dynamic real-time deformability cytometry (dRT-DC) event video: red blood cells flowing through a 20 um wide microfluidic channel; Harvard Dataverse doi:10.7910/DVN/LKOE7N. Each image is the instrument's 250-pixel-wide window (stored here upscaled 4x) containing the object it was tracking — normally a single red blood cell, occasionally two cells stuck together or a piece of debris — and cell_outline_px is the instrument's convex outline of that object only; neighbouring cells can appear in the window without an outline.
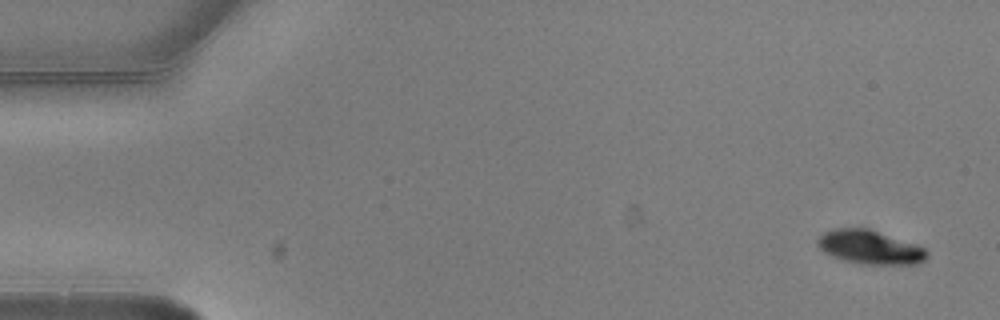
{"species": "common noctule bat (a hibernating species)", "species_latin": "Nyctalus noctula", "temperature_condition": "warm", "stored_images_in_passage": 5, "camera_frame_rate_fps": 3000, "um_per_image_px": 0.085, "animal": {"sex": "male", "body_mass_g": 20.5, "forearm_length_mm": 52.5}, "frame": {"image": 1, "passage_image": 1, "time_ms": 0.0, "image_size_px": [1000, 320], "cell_outline_px": [[928, 256], [920, 264], [860, 264], [844, 260], [832, 256], [824, 252], [816, 244], [816, 240], [824, 232], [832, 228], [868, 228], [916, 244], [924, 248], [928, 252]], "centroid_in_image_um": [73.93, 21.01], "position_along_channel_um": 11.1, "area_um2": 21.62}}
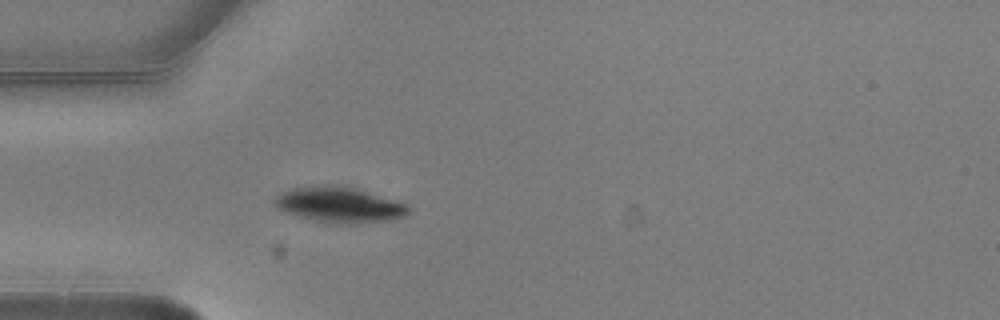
{"frame": {"image": 2, "passage_image": 5, "time_ms": 1.333, "image_size_px": [1000, 320], "cell_outline_px": [[412, 208], [404, 216], [392, 220], [356, 224], [328, 224], [300, 216], [288, 212], [280, 208], [272, 200], [280, 192], [292, 188], [324, 184], [348, 184], [408, 204]], "centroid_in_image_um": [28.91, 17.38], "position_along_channel_um": 56.1, "area_um2": 28.44}}